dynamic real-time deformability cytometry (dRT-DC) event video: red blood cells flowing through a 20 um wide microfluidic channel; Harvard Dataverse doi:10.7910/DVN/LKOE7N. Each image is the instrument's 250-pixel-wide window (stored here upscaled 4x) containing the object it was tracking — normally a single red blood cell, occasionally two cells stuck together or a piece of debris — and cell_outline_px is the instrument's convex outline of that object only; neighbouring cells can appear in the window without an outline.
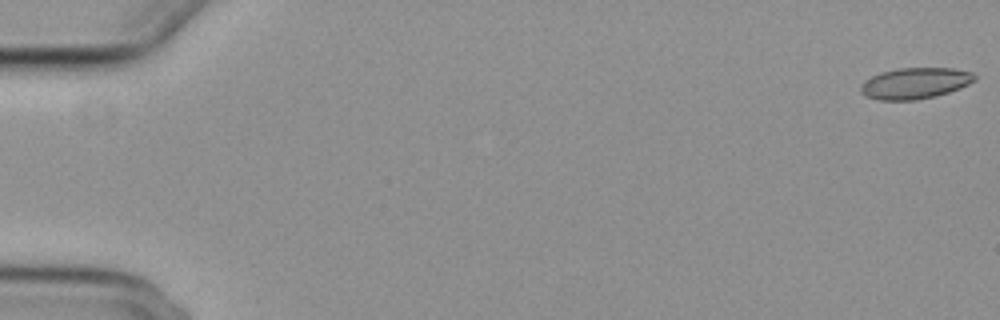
{"species": "common noctule bat (a hibernating species)", "species_latin": "Nyctalus noctula", "temperature_condition": "cold", "stored_images_in_passage": 56, "camera_frame_rate_fps": 3000, "um_per_image_px": 0.085, "animal": {"sex": "female", "body_mass_g": 29.2, "forearm_length_mm": 56.3}, "frame": {"image": 1, "passage_image": 1, "time_ms": 0.0, "image_size_px": [1000, 320], "cell_outline_px": [[976, 80], [960, 88], [936, 96], [916, 100], [880, 100], [864, 96], [860, 92], [860, 84], [864, 80], [880, 72], [896, 68], [952, 68], [972, 72], [976, 76]], "centroid_in_image_um": [77.75, 7.07], "position_along_channel_um": 7.3, "area_um2": 20.87}}
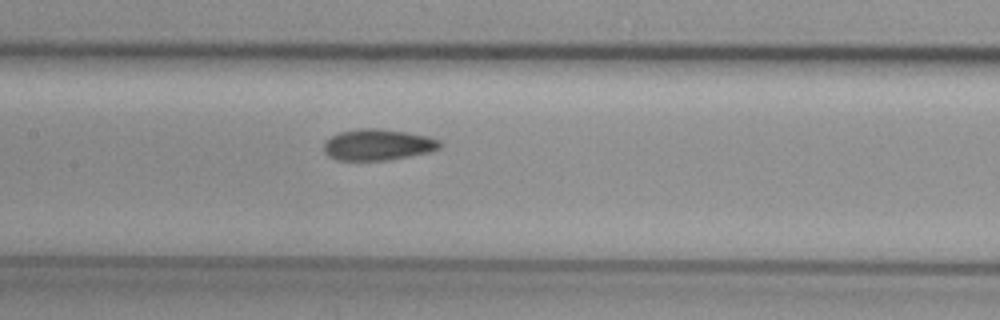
{"frame": {"image": 2, "passage_image": 28, "time_ms": 9.0, "image_size_px": [1000, 320], "cell_outline_px": [[440, 148], [428, 152], [388, 160], [336, 160], [328, 156], [324, 152], [324, 144], [332, 136], [340, 132], [360, 128], [380, 128], [428, 136], [440, 140]], "centroid_in_image_um": [32.1, 12.3], "position_along_channel_um": 175.3, "area_um2": 20.92}}
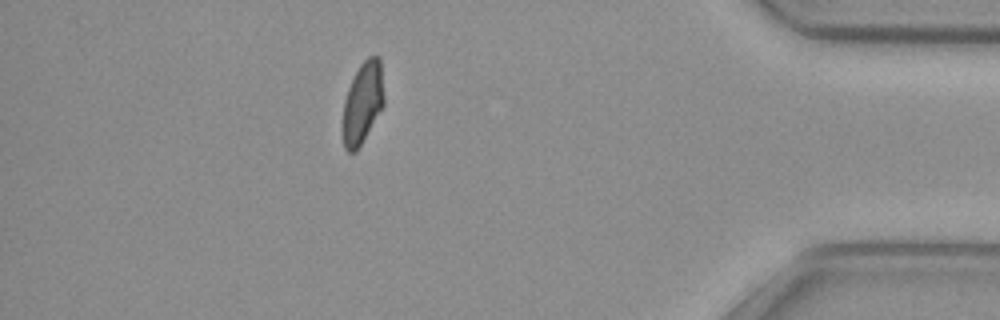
{"frame": {"image": 3, "passage_image": 50, "time_ms": 16.333, "image_size_px": [1000, 320], "cell_outline_px": [[384, 104], [356, 152], [348, 152], [344, 148], [344, 100], [348, 88], [360, 64], [368, 56], [380, 56], [384, 96]], "centroid_in_image_um": [30.84, 8.7], "position_along_channel_um": 404.4, "area_um2": 19.19}, "authors_computed_cell_mechanics": {"area_um2": 20.808, "velocity_mm_per_s": 3.7242, "shape_relaxation_time_tau1_ms": null, "shape_relaxation_time_tau2_ms": 2.099, "deformation_change_tau1": null, "deformation_change_tau2": 0.0787}}